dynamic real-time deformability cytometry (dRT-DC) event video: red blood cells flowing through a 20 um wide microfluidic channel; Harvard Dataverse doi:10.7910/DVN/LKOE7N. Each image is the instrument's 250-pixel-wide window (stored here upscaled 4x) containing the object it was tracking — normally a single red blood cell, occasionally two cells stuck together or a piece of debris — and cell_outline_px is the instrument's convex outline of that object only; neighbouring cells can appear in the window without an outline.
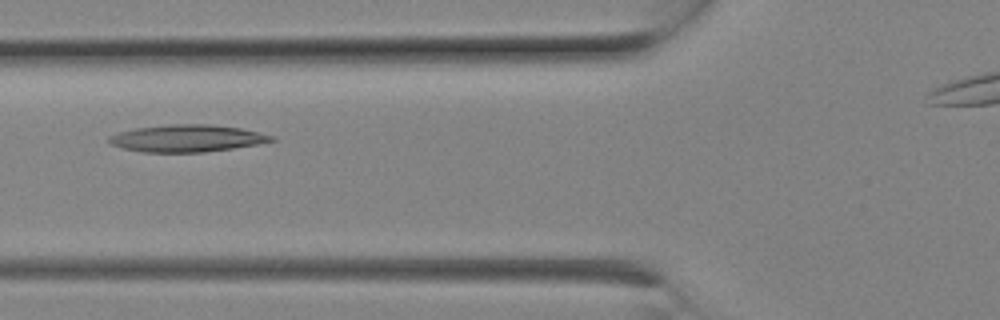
{"species": "Egyptian fruit bat (a non-hibernating species)", "species_latin": "Rousettus aegyptiacus", "temperature_condition": "room temperature", "stored_images_in_passage": 5, "camera_frame_rate_fps": 3000, "um_per_image_px": 0.085, "animal": {"sex": "female"}, "frame": {"image": 1, "passage_image": 3, "time_ms": 0.667, "image_size_px": [1000, 320], "cell_outline_px": [[276, 140], [256, 144], [232, 148], [204, 152], [140, 152], [120, 148], [112, 144], [108, 140], [108, 136], [120, 132], [136, 128], [168, 124], [208, 124], [240, 128], [276, 136]], "centroid_in_image_um": [15.88, 11.76], "position_along_channel_um": 109.9, "area_um2": 25.61}}
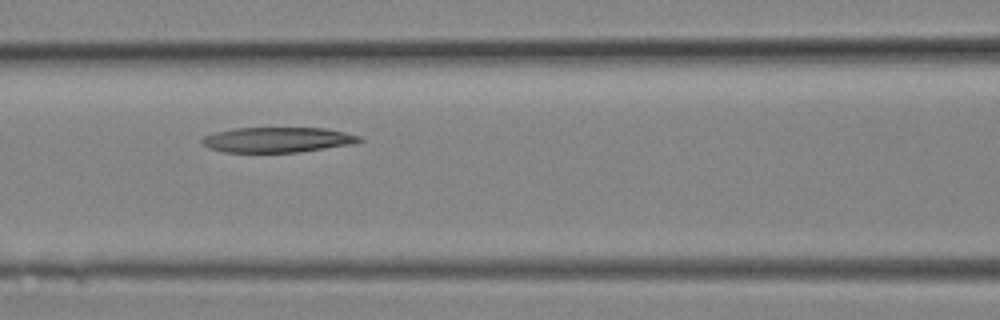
{"frame": {"image": 2, "passage_image": 4, "time_ms": 1.0, "image_size_px": [1000, 320], "cell_outline_px": [[364, 140], [352, 144], [300, 152], [224, 152], [208, 148], [200, 144], [200, 140], [204, 136], [216, 132], [236, 128], [328, 128], [360, 136]], "centroid_in_image_um": [23.57, 11.88], "position_along_channel_um": 143.0, "area_um2": 23.18}}
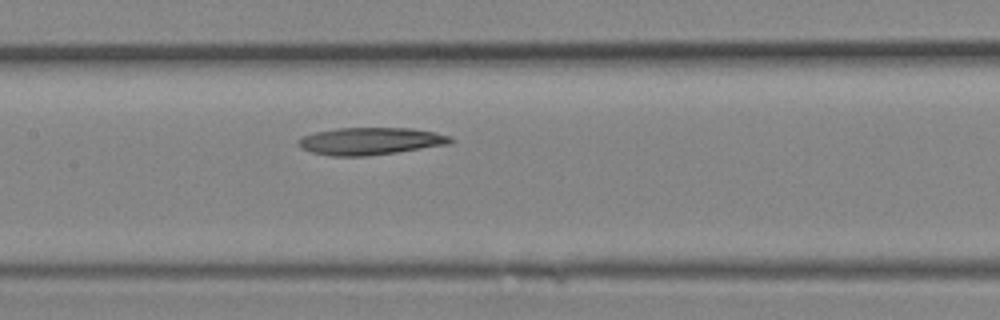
{"frame": {"image": 3, "passage_image": 5, "time_ms": 1.333, "image_size_px": [1000, 320], "cell_outline_px": [[452, 140], [448, 144], [396, 152], [364, 156], [332, 156], [312, 152], [300, 148], [296, 144], [296, 140], [300, 136], [316, 132], [336, 128], [412, 128], [436, 132], [452, 136]], "centroid_in_image_um": [31.42, 11.99], "position_along_channel_um": 176.0, "area_um2": 24.28}}